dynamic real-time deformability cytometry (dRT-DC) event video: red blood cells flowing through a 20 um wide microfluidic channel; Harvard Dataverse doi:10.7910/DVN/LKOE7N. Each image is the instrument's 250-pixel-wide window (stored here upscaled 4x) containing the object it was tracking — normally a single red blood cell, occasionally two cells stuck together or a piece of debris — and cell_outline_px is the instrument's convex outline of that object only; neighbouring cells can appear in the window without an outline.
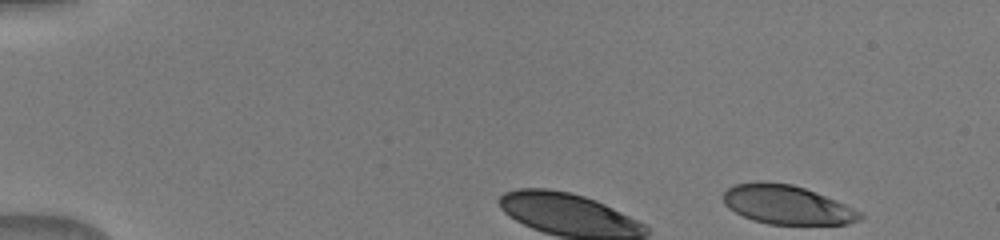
{"species": "human", "species_latin": "Homo sapiens", "temperature_condition": "warm", "stored_images_in_passage": 42, "camera_frame_rate_fps": 3000, "um_per_image_px": 0.085, "donor": {"sex": "male"}, "frame": {"image": 1, "passage_image": 1, "time_ms": 0.0, "image_size_px": [1000, 240], "cell_outline_px": [[864, 216], [860, 220], [848, 224], [768, 224], [752, 220], [728, 208], [724, 204], [724, 192], [732, 184], [756, 180], [764, 180], [792, 184], [804, 188], [864, 212]], "centroid_in_image_um": [66.87, 17.39], "position_along_channel_um": 18.1, "area_um2": 31.27}}
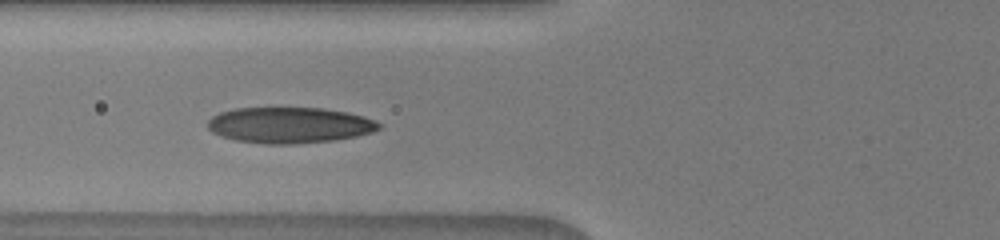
{"frame": {"image": 2, "passage_image": 17, "time_ms": 5.333, "image_size_px": [1000, 240], "cell_outline_px": [[380, 128], [372, 132], [356, 136], [336, 140], [292, 144], [268, 144], [236, 140], [220, 136], [212, 132], [208, 128], [208, 120], [212, 116], [220, 112], [232, 108], [324, 108], [348, 112], [364, 116], [376, 120], [380, 124]], "centroid_in_image_um": [24.61, 10.63], "position_along_channel_um": 101.2, "area_um2": 36.01}}
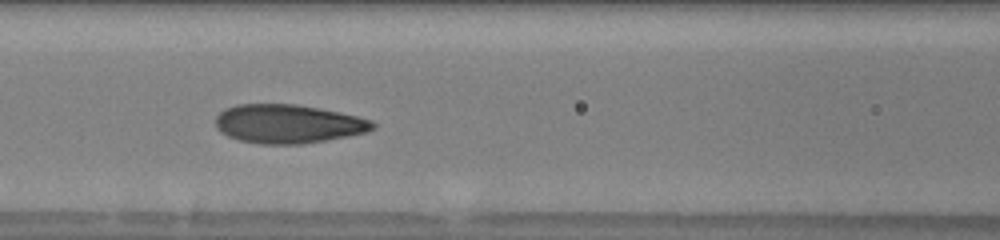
{"frame": {"image": 3, "passage_image": 20, "time_ms": 6.333, "image_size_px": [1000, 240], "cell_outline_px": [[376, 128], [368, 132], [328, 140], [304, 144], [260, 144], [240, 140], [228, 136], [220, 132], [216, 128], [216, 116], [224, 108], [236, 104], [296, 104], [340, 112], [372, 120], [376, 124]], "centroid_in_image_um": [24.5, 10.53], "position_along_channel_um": 142.1, "area_um2": 35.78}}